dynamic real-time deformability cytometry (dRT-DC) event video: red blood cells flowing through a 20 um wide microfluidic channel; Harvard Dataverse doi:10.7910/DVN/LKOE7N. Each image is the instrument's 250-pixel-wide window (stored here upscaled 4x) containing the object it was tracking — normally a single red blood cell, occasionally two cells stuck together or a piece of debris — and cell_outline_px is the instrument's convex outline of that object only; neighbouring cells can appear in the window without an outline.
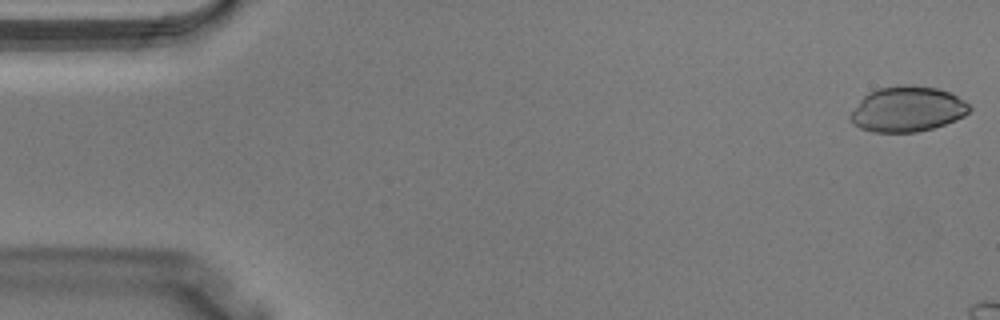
{"species": "Egyptian fruit bat (a non-hibernating species)", "species_latin": "Rousettus aegyptiacus", "temperature_condition": "warm", "stored_images_in_passage": 7, "camera_frame_rate_fps": 3000, "um_per_image_px": 0.085, "animal": {"sex": "male"}, "frame": {"image": 1, "passage_image": 1, "time_ms": 0.0, "image_size_px": [1000, 320], "cell_outline_px": [[972, 108], [964, 116], [956, 120], [932, 128], [916, 132], [872, 132], [860, 128], [852, 124], [848, 120], [848, 116], [860, 100], [868, 92], [880, 88], [904, 84], [912, 84], [936, 88], [948, 92], [964, 100]], "centroid_in_image_um": [77.09, 9.28], "position_along_channel_um": 7.9, "area_um2": 31.56}}